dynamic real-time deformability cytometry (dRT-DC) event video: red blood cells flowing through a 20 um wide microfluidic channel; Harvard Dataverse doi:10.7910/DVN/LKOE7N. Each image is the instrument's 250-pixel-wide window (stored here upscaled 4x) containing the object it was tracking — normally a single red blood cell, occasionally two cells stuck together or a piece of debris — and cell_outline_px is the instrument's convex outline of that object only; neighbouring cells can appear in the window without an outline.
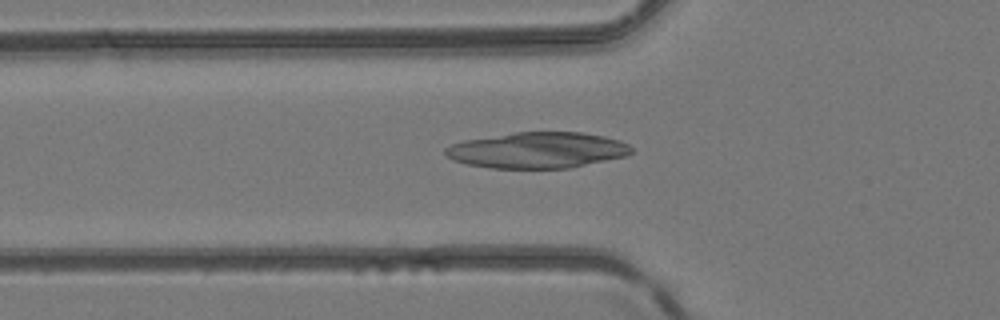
{"species": "common noctule bat (a hibernating species)", "species_latin": "Nyctalus noctula", "temperature_condition": "room temperature", "stored_images_in_passage": 38, "camera_frame_rate_fps": 3000, "um_per_image_px": 0.085, "animal": {"sex": "female", "body_mass_g": 24.6, "forearm_length_mm": 56.2}, "frame": {"image": 1, "passage_image": 10, "time_ms": 3.0, "image_size_px": [1000, 320], "cell_outline_px": [[632, 152], [628, 156], [568, 168], [492, 168], [468, 164], [444, 156], [444, 148], [452, 144], [464, 140], [516, 132], [580, 132], [604, 136], [620, 140], [628, 144], [632, 148]], "centroid_in_image_um": [45.7, 12.76], "position_along_channel_um": 80.1, "area_um2": 38.96}}
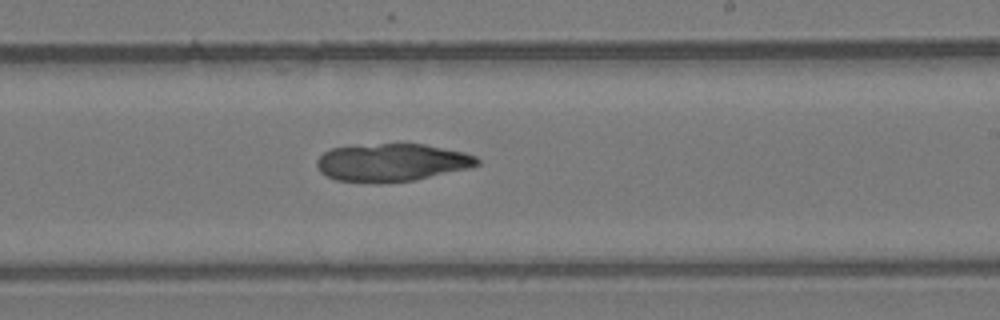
{"frame": {"image": 2, "passage_image": 22, "time_ms": 7.0, "image_size_px": [1000, 320], "cell_outline_px": [[480, 164], [468, 168], [416, 180], [336, 180], [320, 172], [316, 164], [316, 160], [324, 152], [332, 148], [380, 144], [424, 144], [464, 152], [476, 156], [480, 160]], "centroid_in_image_um": [33.35, 13.78], "position_along_channel_um": 255.6, "area_um2": 34.22}}
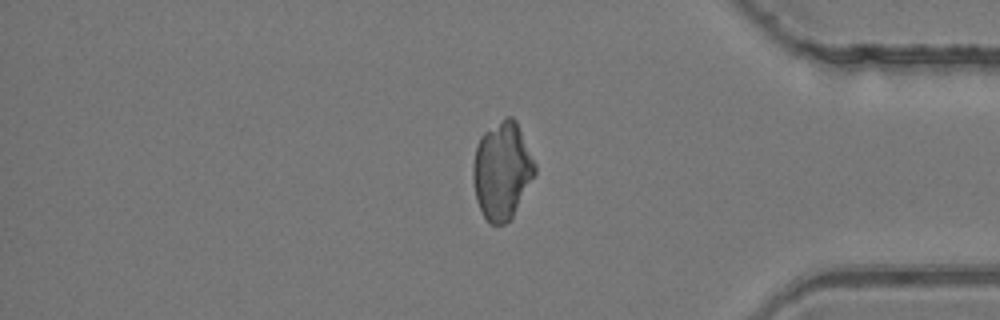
{"frame": {"image": 3, "passage_image": 33, "time_ms": 10.667, "image_size_px": [1000, 320], "cell_outline_px": [[536, 172], [512, 220], [504, 224], [488, 224], [476, 200], [472, 180], [472, 168], [476, 148], [480, 136], [484, 132], [508, 116], [512, 116], [516, 120], [536, 164]], "centroid_in_image_um": [42.67, 14.54], "position_along_channel_um": 392.5, "area_um2": 35.26}}